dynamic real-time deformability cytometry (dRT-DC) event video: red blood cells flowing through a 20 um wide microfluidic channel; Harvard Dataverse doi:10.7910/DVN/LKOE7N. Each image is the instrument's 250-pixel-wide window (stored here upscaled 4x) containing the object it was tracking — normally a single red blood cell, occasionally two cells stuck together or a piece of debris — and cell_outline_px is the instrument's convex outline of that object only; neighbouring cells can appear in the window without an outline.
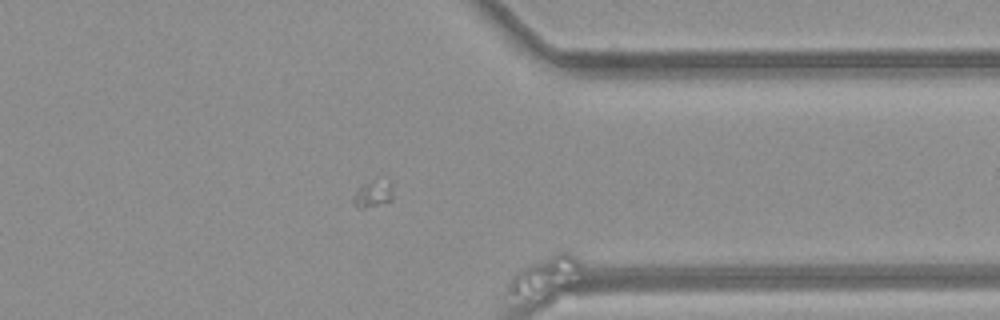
{"species": "common noctule bat (a hibernating species)", "species_latin": "Nyctalus noctula", "temperature_condition": "room temperature", "stored_images_in_passage": 69, "camera_frame_rate_fps": 3000, "um_per_image_px": 0.085, "animal": {"sex": "female", "body_mass_g": 21.9}, "frame": {"image": 1, "passage_image": 58, "time_ms": 19.0, "image_size_px": [1000, 320], "cell_outline_px": [[580, 272], [548, 284], [512, 296], [504, 292], [504, 288], [512, 276], [520, 268], [556, 252], [572, 252], [580, 260]], "centroid_in_image_um": [46.18, 23.17], "position_along_channel_um": 365.2, "area_um2": 13.12}}